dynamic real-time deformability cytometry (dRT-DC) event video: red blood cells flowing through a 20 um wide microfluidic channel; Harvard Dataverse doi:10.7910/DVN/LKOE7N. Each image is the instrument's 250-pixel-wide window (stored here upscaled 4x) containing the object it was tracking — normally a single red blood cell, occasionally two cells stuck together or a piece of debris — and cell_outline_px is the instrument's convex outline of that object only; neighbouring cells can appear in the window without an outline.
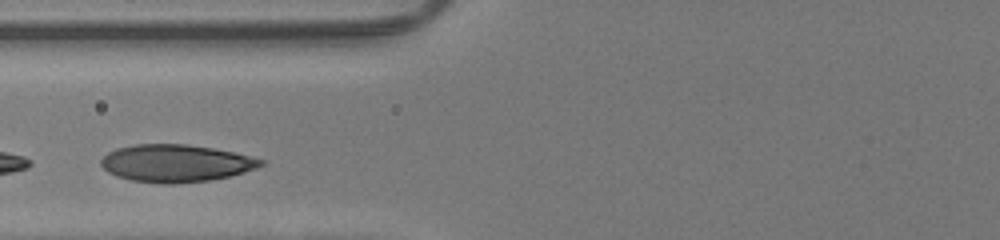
{"species": "human", "species_latin": "Homo sapiens", "temperature_condition": "room temperature", "stored_images_in_passage": 26, "camera_frame_rate_fps": 3000, "um_per_image_px": 0.085, "donor": {"sex": "male"}, "frame": {"image": 1, "passage_image": 6, "time_ms": 1.667, "image_size_px": [1000, 240], "cell_outline_px": [[264, 164], [256, 168], [244, 172], [228, 176], [208, 180], [176, 184], [164, 184], [132, 180], [116, 176], [108, 172], [100, 164], [100, 160], [108, 152], [116, 148], [136, 144], [188, 144], [212, 148], [252, 156], [264, 160]], "centroid_in_image_um": [14.93, 13.87], "position_along_channel_um": 110.9, "area_um2": 34.8}}
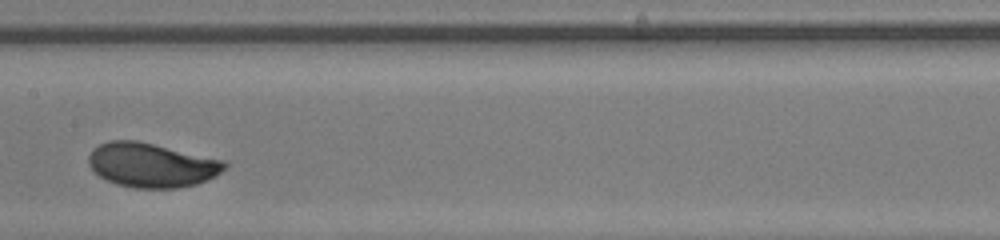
{"frame": {"image": 2, "passage_image": 12, "time_ms": 3.667, "image_size_px": [1000, 240], "cell_outline_px": [[228, 168], [216, 176], [196, 184], [176, 188], [136, 188], [116, 184], [100, 176], [88, 164], [88, 156], [92, 148], [108, 140], [136, 140], [228, 160]], "centroid_in_image_um": [12.93, 14.02], "position_along_channel_um": 194.5, "area_um2": 35.49}}
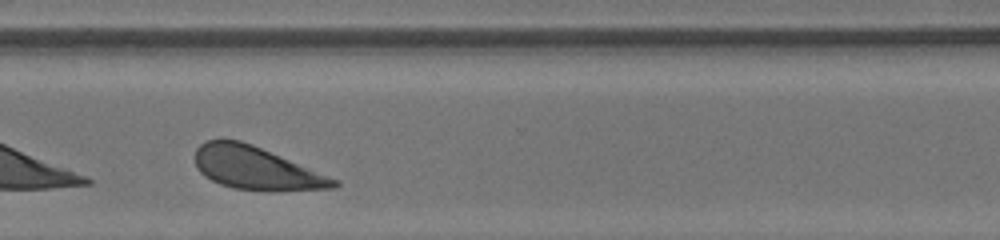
{"frame": {"image": 3, "passage_image": 23, "time_ms": 7.333, "image_size_px": [1000, 240], "cell_outline_px": [[340, 184], [336, 188], [276, 192], [272, 192], [232, 188], [220, 184], [204, 176], [196, 168], [196, 148], [204, 140], [220, 136], [240, 140], [252, 144], [340, 180]], "centroid_in_image_um": [21.76, 14.29], "position_along_channel_um": 348.8, "area_um2": 35.55}, "authors_computed_cell_mechanics": {"area_um2": 34.8245, "velocity_mm_per_s": 4.2012, "shape_relaxation_time_tau1_ms": 1.5265, "shape_relaxation_time_tau2_ms": null, "deformation_change_tau1": 0.1218, "deformation_change_tau2": null}}